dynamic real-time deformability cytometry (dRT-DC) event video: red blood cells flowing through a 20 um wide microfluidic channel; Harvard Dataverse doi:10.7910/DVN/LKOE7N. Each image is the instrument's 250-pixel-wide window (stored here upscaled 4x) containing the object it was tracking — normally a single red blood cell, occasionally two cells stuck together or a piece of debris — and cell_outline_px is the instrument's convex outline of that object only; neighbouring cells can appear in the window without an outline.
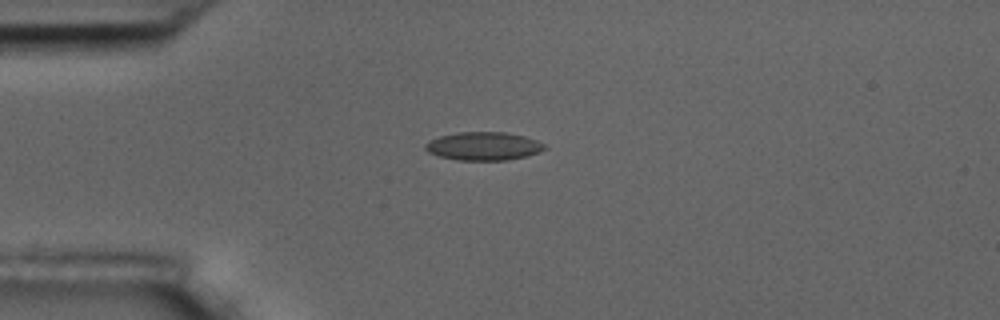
{"species": "common noctule bat (a hibernating species)", "species_latin": "Nyctalus noctula", "temperature_condition": "room temperature", "stored_images_in_passage": 12, "camera_frame_rate_fps": 3000, "um_per_image_px": 0.085, "animal": {"sex": "male", "body_mass_g": 17.5, "forearm_length_mm": 52.3}, "frame": {"image": 1, "passage_image": 1, "time_ms": 0.0, "image_size_px": [1000, 320], "cell_outline_px": [[548, 148], [540, 152], [528, 156], [508, 160], [456, 160], [440, 156], [428, 152], [424, 148], [424, 144], [428, 140], [440, 136], [460, 132], [508, 132], [524, 136], [536, 140], [544, 144]], "centroid_in_image_um": [41.12, 12.42], "position_along_channel_um": 43.9, "area_um2": 19.83}}
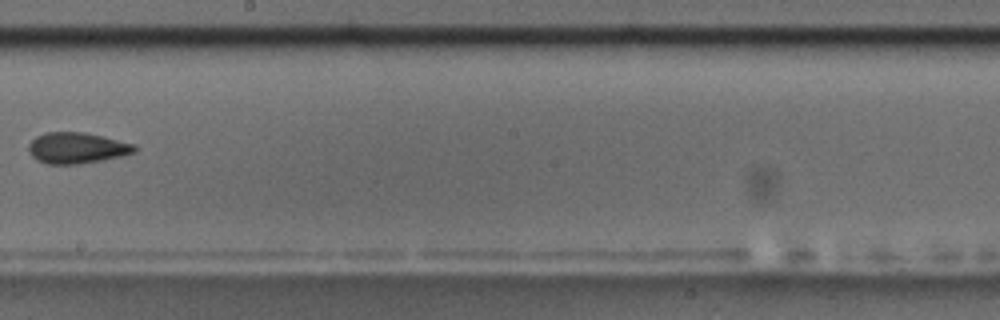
{"frame": {"image": 2, "passage_image": 6, "time_ms": 6.0, "image_size_px": [1000, 320], "cell_outline_px": [[136, 152], [104, 160], [76, 164], [48, 164], [36, 160], [28, 152], [28, 144], [36, 136], [48, 132], [84, 132], [136, 144]], "centroid_in_image_um": [6.52, 12.58], "position_along_channel_um": 241.7, "area_um2": 19.19}}
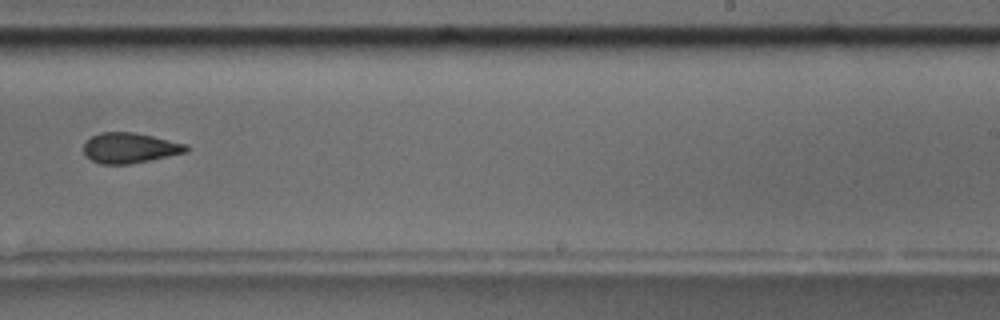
{"frame": {"image": 3, "passage_image": 7, "time_ms": 7.0, "image_size_px": [1000, 320], "cell_outline_px": [[188, 152], [128, 164], [100, 164], [84, 156], [84, 144], [92, 136], [100, 132], [132, 132], [152, 136], [188, 144]], "centroid_in_image_um": [11.02, 12.57], "position_along_channel_um": 278.0, "area_um2": 18.03}, "authors_computed_cell_mechanics": {"area_um2": 19.1029, "velocity_mm_per_s": 3.6421, "shape_relaxation_time_tau1_ms": null, "shape_relaxation_time_tau2_ms": 5.4152, "deformation_change_tau1": null, "deformation_change_tau2": 0.1204}}